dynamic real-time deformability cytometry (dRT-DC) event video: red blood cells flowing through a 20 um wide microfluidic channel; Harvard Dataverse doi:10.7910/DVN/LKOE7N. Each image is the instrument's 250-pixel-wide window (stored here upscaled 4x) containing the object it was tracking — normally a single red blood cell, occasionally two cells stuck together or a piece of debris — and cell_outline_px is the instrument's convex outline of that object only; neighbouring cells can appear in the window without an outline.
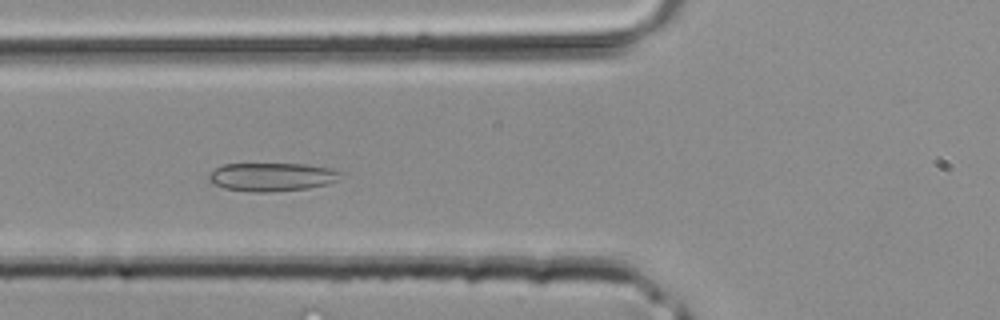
{"species": "common noctule bat (a hibernating species)", "species_latin": "Nyctalus noctula", "temperature_condition": "room temperature", "stored_images_in_passage": 42, "camera_frame_rate_fps": 3000, "um_per_image_px": 0.085, "animal": {"sex": "male", "body_mass_g": 20.4}, "frame": {"image": 1, "passage_image": 15, "time_ms": 4.667, "image_size_px": [1000, 320], "cell_outline_px": [[344, 172], [336, 180], [328, 184], [308, 188], [268, 192], [252, 192], [224, 188], [208, 180], [208, 176], [216, 168], [224, 164], [304, 164], [332, 168]], "centroid_in_image_um": [23.14, 15.03], "position_along_channel_um": 102.7, "area_um2": 21.73}}
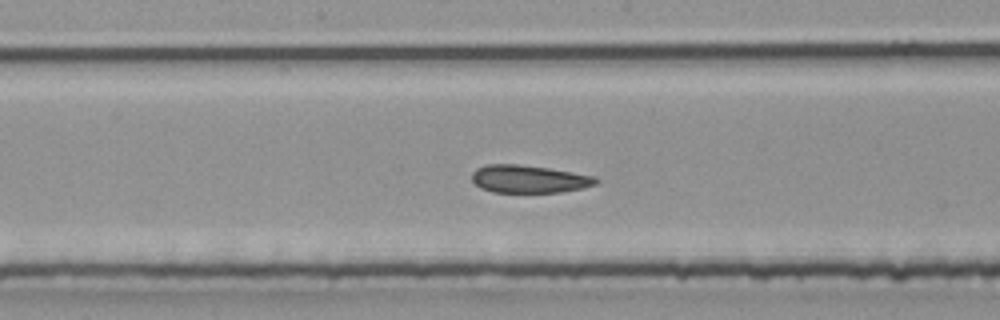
{"frame": {"image": 2, "passage_image": 21, "time_ms": 6.667, "image_size_px": [1000, 320], "cell_outline_px": [[600, 180], [596, 184], [584, 188], [560, 192], [492, 192], [480, 188], [472, 180], [472, 172], [476, 168], [484, 164], [516, 164], [548, 168], [596, 176]], "centroid_in_image_um": [44.96, 15.21], "position_along_channel_um": 203.2, "area_um2": 20.17}}
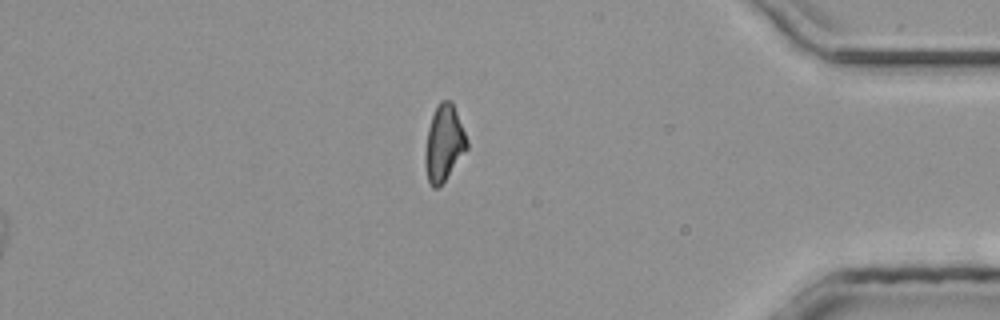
{"frame": {"image": 3, "passage_image": 42, "time_ms": 13.667, "image_size_px": [1000, 320], "cell_outline_px": [[468, 148], [444, 180], [436, 188], [432, 188], [428, 184], [424, 164], [424, 156], [428, 128], [432, 116], [440, 100], [452, 100], [468, 140]], "centroid_in_image_um": [37.72, 12.17], "position_along_channel_um": 397.5, "area_um2": 18.5}}